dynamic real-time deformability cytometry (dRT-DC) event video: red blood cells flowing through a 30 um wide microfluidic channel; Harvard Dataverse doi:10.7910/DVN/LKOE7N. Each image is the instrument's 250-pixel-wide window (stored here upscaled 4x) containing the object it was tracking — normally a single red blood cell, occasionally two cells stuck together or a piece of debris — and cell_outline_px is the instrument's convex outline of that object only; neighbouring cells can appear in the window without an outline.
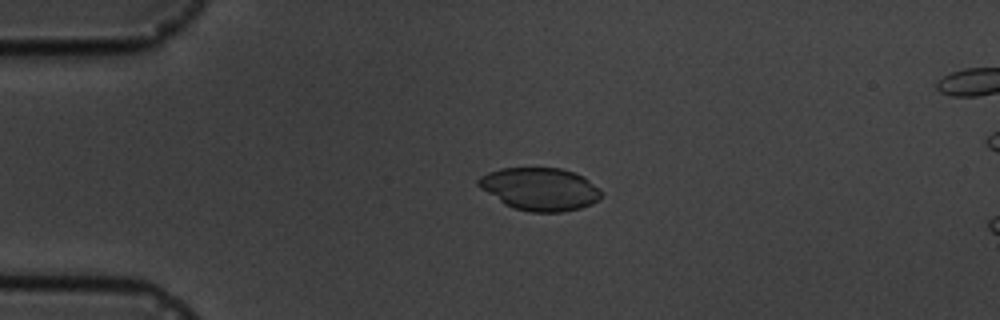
{"species": "common noctule bat (a hibernating species)", "species_latin": "Nyctalus noctula", "temperature_condition": "cold", "stored_images_in_passage": 5, "camera_frame_rate_fps": 3000, "um_per_image_px": 0.085, "animal": {"sex": "male", "body_mass_g": 19.5, "forearm_length_mm": 54.6}, "frame": {"image": 1, "passage_image": 4, "time_ms": 3.333, "image_size_px": [1000, 320], "cell_outline_px": [[604, 192], [600, 200], [592, 204], [580, 208], [564, 212], [532, 212], [512, 208], [504, 204], [480, 188], [476, 184], [476, 180], [480, 176], [488, 172], [500, 168], [560, 168], [576, 172], [584, 176], [600, 188]], "centroid_in_image_um": [45.92, 16.07], "position_along_channel_um": 39.1, "area_um2": 31.1}}